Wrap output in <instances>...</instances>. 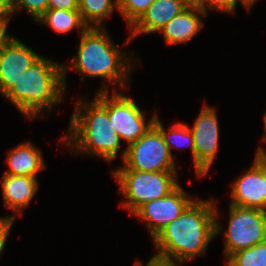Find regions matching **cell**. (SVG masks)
Segmentation results:
<instances>
[{"mask_svg":"<svg viewBox=\"0 0 266 266\" xmlns=\"http://www.w3.org/2000/svg\"><path fill=\"white\" fill-rule=\"evenodd\" d=\"M196 199L188 197L179 185L166 197L147 202L132 215L144 221L153 239L164 227L178 218Z\"/></svg>","mask_w":266,"mask_h":266,"instance_id":"10","label":"cell"},{"mask_svg":"<svg viewBox=\"0 0 266 266\" xmlns=\"http://www.w3.org/2000/svg\"><path fill=\"white\" fill-rule=\"evenodd\" d=\"M263 140L266 143V135L263 136ZM257 151H259L266 158V149L265 148L259 146Z\"/></svg>","mask_w":266,"mask_h":266,"instance_id":"31","label":"cell"},{"mask_svg":"<svg viewBox=\"0 0 266 266\" xmlns=\"http://www.w3.org/2000/svg\"><path fill=\"white\" fill-rule=\"evenodd\" d=\"M186 8H197L202 10V0H179Z\"/></svg>","mask_w":266,"mask_h":266,"instance_id":"29","label":"cell"},{"mask_svg":"<svg viewBox=\"0 0 266 266\" xmlns=\"http://www.w3.org/2000/svg\"><path fill=\"white\" fill-rule=\"evenodd\" d=\"M218 216L213 198L195 200L152 239L157 250L152 258L181 266L203 255L212 239L222 233Z\"/></svg>","mask_w":266,"mask_h":266,"instance_id":"1","label":"cell"},{"mask_svg":"<svg viewBox=\"0 0 266 266\" xmlns=\"http://www.w3.org/2000/svg\"><path fill=\"white\" fill-rule=\"evenodd\" d=\"M12 12L11 0H0V20L9 21Z\"/></svg>","mask_w":266,"mask_h":266,"instance_id":"26","label":"cell"},{"mask_svg":"<svg viewBox=\"0 0 266 266\" xmlns=\"http://www.w3.org/2000/svg\"><path fill=\"white\" fill-rule=\"evenodd\" d=\"M6 161L9 168L4 174L10 175L37 177L46 167L41 151L31 142L20 143L11 149Z\"/></svg>","mask_w":266,"mask_h":266,"instance_id":"16","label":"cell"},{"mask_svg":"<svg viewBox=\"0 0 266 266\" xmlns=\"http://www.w3.org/2000/svg\"><path fill=\"white\" fill-rule=\"evenodd\" d=\"M226 266H266V241L239 250L226 260Z\"/></svg>","mask_w":266,"mask_h":266,"instance_id":"20","label":"cell"},{"mask_svg":"<svg viewBox=\"0 0 266 266\" xmlns=\"http://www.w3.org/2000/svg\"><path fill=\"white\" fill-rule=\"evenodd\" d=\"M231 187V205L266 211V158L259 151L249 170Z\"/></svg>","mask_w":266,"mask_h":266,"instance_id":"11","label":"cell"},{"mask_svg":"<svg viewBox=\"0 0 266 266\" xmlns=\"http://www.w3.org/2000/svg\"><path fill=\"white\" fill-rule=\"evenodd\" d=\"M264 126H265V130H266V113L264 114Z\"/></svg>","mask_w":266,"mask_h":266,"instance_id":"32","label":"cell"},{"mask_svg":"<svg viewBox=\"0 0 266 266\" xmlns=\"http://www.w3.org/2000/svg\"><path fill=\"white\" fill-rule=\"evenodd\" d=\"M195 145V172L198 178L206 176L219 148V124L215 108L204 103L193 127H189Z\"/></svg>","mask_w":266,"mask_h":266,"instance_id":"9","label":"cell"},{"mask_svg":"<svg viewBox=\"0 0 266 266\" xmlns=\"http://www.w3.org/2000/svg\"><path fill=\"white\" fill-rule=\"evenodd\" d=\"M49 0H11L13 15L20 9L27 11L33 21H37L47 10Z\"/></svg>","mask_w":266,"mask_h":266,"instance_id":"22","label":"cell"},{"mask_svg":"<svg viewBox=\"0 0 266 266\" xmlns=\"http://www.w3.org/2000/svg\"><path fill=\"white\" fill-rule=\"evenodd\" d=\"M114 43L105 27H89L82 33L77 54L69 63L70 67L68 64H62L65 89L66 74L72 68L82 75L81 81H84L86 75L103 78V81L107 80L112 84L116 83V89H123L130 84V74L135 66L130 65L132 59L129 57L132 55L123 52Z\"/></svg>","mask_w":266,"mask_h":266,"instance_id":"3","label":"cell"},{"mask_svg":"<svg viewBox=\"0 0 266 266\" xmlns=\"http://www.w3.org/2000/svg\"><path fill=\"white\" fill-rule=\"evenodd\" d=\"M186 7L179 0H154L141 17L129 28L131 35L124 42L127 45L132 38L140 34L158 33L174 16Z\"/></svg>","mask_w":266,"mask_h":266,"instance_id":"13","label":"cell"},{"mask_svg":"<svg viewBox=\"0 0 266 266\" xmlns=\"http://www.w3.org/2000/svg\"><path fill=\"white\" fill-rule=\"evenodd\" d=\"M258 0H236V2H240L241 5L243 4L246 8L247 12H250V9L252 8L253 4H255Z\"/></svg>","mask_w":266,"mask_h":266,"instance_id":"30","label":"cell"},{"mask_svg":"<svg viewBox=\"0 0 266 266\" xmlns=\"http://www.w3.org/2000/svg\"><path fill=\"white\" fill-rule=\"evenodd\" d=\"M116 9H118L117 0L114 2L112 0H79L78 10L89 27H105L103 21Z\"/></svg>","mask_w":266,"mask_h":266,"instance_id":"19","label":"cell"},{"mask_svg":"<svg viewBox=\"0 0 266 266\" xmlns=\"http://www.w3.org/2000/svg\"><path fill=\"white\" fill-rule=\"evenodd\" d=\"M101 84L97 92L107 90V112L111 127L117 132L121 141H126L128 145L137 141L154 125L157 113L146 122L145 114L132 98L122 94L118 89H114L110 97V85H105L103 82Z\"/></svg>","mask_w":266,"mask_h":266,"instance_id":"8","label":"cell"},{"mask_svg":"<svg viewBox=\"0 0 266 266\" xmlns=\"http://www.w3.org/2000/svg\"><path fill=\"white\" fill-rule=\"evenodd\" d=\"M40 55L10 36L0 46V93L4 95Z\"/></svg>","mask_w":266,"mask_h":266,"instance_id":"12","label":"cell"},{"mask_svg":"<svg viewBox=\"0 0 266 266\" xmlns=\"http://www.w3.org/2000/svg\"><path fill=\"white\" fill-rule=\"evenodd\" d=\"M154 126L161 132L164 141L166 142V145L168 147V150L170 151L171 156L172 155V148L184 150V148H188L190 146V150L192 151V158L194 162L195 167V145H194V137L193 134L189 128L188 125L182 122H178L172 125V127L168 130V133H166V130L162 124V122L159 120V117L157 115ZM183 148V149H182Z\"/></svg>","mask_w":266,"mask_h":266,"instance_id":"18","label":"cell"},{"mask_svg":"<svg viewBox=\"0 0 266 266\" xmlns=\"http://www.w3.org/2000/svg\"><path fill=\"white\" fill-rule=\"evenodd\" d=\"M9 21L0 20V46L11 36L7 32Z\"/></svg>","mask_w":266,"mask_h":266,"instance_id":"28","label":"cell"},{"mask_svg":"<svg viewBox=\"0 0 266 266\" xmlns=\"http://www.w3.org/2000/svg\"><path fill=\"white\" fill-rule=\"evenodd\" d=\"M66 90L62 63L40 55L3 96L24 117L36 119L42 118L43 111H49L52 106L63 101Z\"/></svg>","mask_w":266,"mask_h":266,"instance_id":"4","label":"cell"},{"mask_svg":"<svg viewBox=\"0 0 266 266\" xmlns=\"http://www.w3.org/2000/svg\"><path fill=\"white\" fill-rule=\"evenodd\" d=\"M79 0H49L48 9L78 10Z\"/></svg>","mask_w":266,"mask_h":266,"instance_id":"25","label":"cell"},{"mask_svg":"<svg viewBox=\"0 0 266 266\" xmlns=\"http://www.w3.org/2000/svg\"><path fill=\"white\" fill-rule=\"evenodd\" d=\"M36 22L61 34L77 28L81 35L89 28L79 10L48 9Z\"/></svg>","mask_w":266,"mask_h":266,"instance_id":"17","label":"cell"},{"mask_svg":"<svg viewBox=\"0 0 266 266\" xmlns=\"http://www.w3.org/2000/svg\"><path fill=\"white\" fill-rule=\"evenodd\" d=\"M206 14L197 8H185L174 16L165 26L159 29L166 44L175 46L193 39L204 27L202 17Z\"/></svg>","mask_w":266,"mask_h":266,"instance_id":"15","label":"cell"},{"mask_svg":"<svg viewBox=\"0 0 266 266\" xmlns=\"http://www.w3.org/2000/svg\"><path fill=\"white\" fill-rule=\"evenodd\" d=\"M15 219L8 218V217H1L0 218V256L4 251V246L6 244L7 238L10 234V230L14 223Z\"/></svg>","mask_w":266,"mask_h":266,"instance_id":"24","label":"cell"},{"mask_svg":"<svg viewBox=\"0 0 266 266\" xmlns=\"http://www.w3.org/2000/svg\"><path fill=\"white\" fill-rule=\"evenodd\" d=\"M238 3L236 0H202V11L207 15L208 10H215L221 13H235Z\"/></svg>","mask_w":266,"mask_h":266,"instance_id":"23","label":"cell"},{"mask_svg":"<svg viewBox=\"0 0 266 266\" xmlns=\"http://www.w3.org/2000/svg\"><path fill=\"white\" fill-rule=\"evenodd\" d=\"M134 266H143L141 261H136L134 263ZM145 266H179V265H174L172 263H168V262H163L160 260H157L155 258H151Z\"/></svg>","mask_w":266,"mask_h":266,"instance_id":"27","label":"cell"},{"mask_svg":"<svg viewBox=\"0 0 266 266\" xmlns=\"http://www.w3.org/2000/svg\"><path fill=\"white\" fill-rule=\"evenodd\" d=\"M87 102H75L64 147L75 151V155L102 157L110 164L117 157L122 141L109 122L107 90L98 91L93 101Z\"/></svg>","mask_w":266,"mask_h":266,"instance_id":"2","label":"cell"},{"mask_svg":"<svg viewBox=\"0 0 266 266\" xmlns=\"http://www.w3.org/2000/svg\"><path fill=\"white\" fill-rule=\"evenodd\" d=\"M224 255L227 260L239 250L266 241V211L230 204L228 229L224 232Z\"/></svg>","mask_w":266,"mask_h":266,"instance_id":"7","label":"cell"},{"mask_svg":"<svg viewBox=\"0 0 266 266\" xmlns=\"http://www.w3.org/2000/svg\"><path fill=\"white\" fill-rule=\"evenodd\" d=\"M154 0H117L118 12L129 28L141 17Z\"/></svg>","mask_w":266,"mask_h":266,"instance_id":"21","label":"cell"},{"mask_svg":"<svg viewBox=\"0 0 266 266\" xmlns=\"http://www.w3.org/2000/svg\"><path fill=\"white\" fill-rule=\"evenodd\" d=\"M1 187L5 207L15 212L7 217L15 219L16 215L22 216L21 211L31 203L39 183L37 177L3 174Z\"/></svg>","mask_w":266,"mask_h":266,"instance_id":"14","label":"cell"},{"mask_svg":"<svg viewBox=\"0 0 266 266\" xmlns=\"http://www.w3.org/2000/svg\"><path fill=\"white\" fill-rule=\"evenodd\" d=\"M123 165L118 169L144 172H177L175 160L161 132L153 125L137 141L122 150Z\"/></svg>","mask_w":266,"mask_h":266,"instance_id":"6","label":"cell"},{"mask_svg":"<svg viewBox=\"0 0 266 266\" xmlns=\"http://www.w3.org/2000/svg\"><path fill=\"white\" fill-rule=\"evenodd\" d=\"M112 174L125 198L121 205L130 214L147 202L166 197L180 185L177 172L116 169Z\"/></svg>","mask_w":266,"mask_h":266,"instance_id":"5","label":"cell"}]
</instances>
